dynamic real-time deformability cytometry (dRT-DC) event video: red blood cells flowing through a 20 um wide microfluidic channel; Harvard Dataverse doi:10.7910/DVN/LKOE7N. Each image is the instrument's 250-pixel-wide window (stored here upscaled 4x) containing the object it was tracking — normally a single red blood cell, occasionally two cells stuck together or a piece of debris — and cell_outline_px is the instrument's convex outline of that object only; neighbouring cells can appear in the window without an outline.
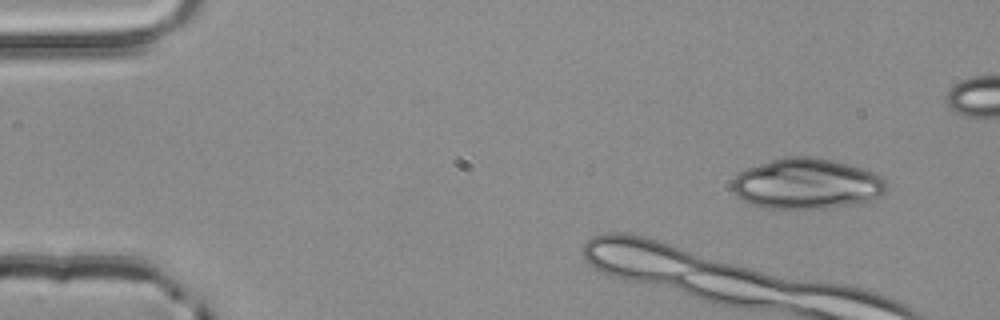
{"species": "common noctule bat (a hibernating species)", "species_latin": "Nyctalus noctula", "temperature_condition": "room temperature", "stored_images_in_passage": 5, "camera_frame_rate_fps": 3000, "um_per_image_px": 0.085, "animal": {"sex": "male", "body_mass_g": 20.4}, "frame": {"image": 1, "passage_image": 1, "time_ms": 0.0, "image_size_px": [1000, 320], "cell_outline_px": [[888, 188], [880, 196], [868, 200], [848, 204], [824, 208], [764, 208], [752, 204], [736, 196], [732, 192], [732, 180], [740, 172], [748, 168], [784, 156], [812, 156], [832, 160], [848, 164], [872, 172], [880, 176], [888, 184]], "centroid_in_image_um": [68.54, 15.61], "position_along_channel_um": 16.5, "area_um2": 45.08}}